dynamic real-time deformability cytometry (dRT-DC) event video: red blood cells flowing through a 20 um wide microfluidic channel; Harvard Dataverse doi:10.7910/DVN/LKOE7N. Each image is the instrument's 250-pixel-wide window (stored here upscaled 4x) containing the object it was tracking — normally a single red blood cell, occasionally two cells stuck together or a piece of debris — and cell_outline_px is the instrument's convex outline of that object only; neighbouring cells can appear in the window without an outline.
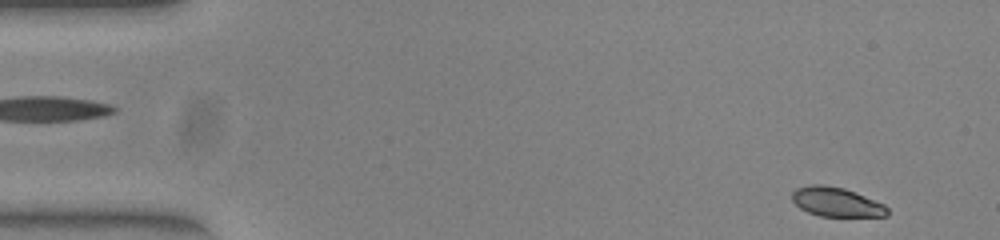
{"species": "common noctule bat (a hibernating species)", "species_latin": "Nyctalus noctula", "temperature_condition": "warm", "stored_images_in_passage": 51, "camera_frame_rate_fps": 3000, "um_per_image_px": 0.085, "animal": {"sex": "female", "body_mass_g": 23.0, "forearm_length_mm": 53.4}, "frame": {"image": 1, "passage_image": 2, "time_ms": 0.333, "image_size_px": [1000, 240], "cell_outline_px": [[888, 216], [820, 216], [808, 212], [800, 208], [792, 200], [792, 192], [796, 188], [812, 184], [824, 184], [844, 188], [884, 204], [888, 208]], "centroid_in_image_um": [71.07, 17.16], "position_along_channel_um": 13.9, "area_um2": 16.18}}
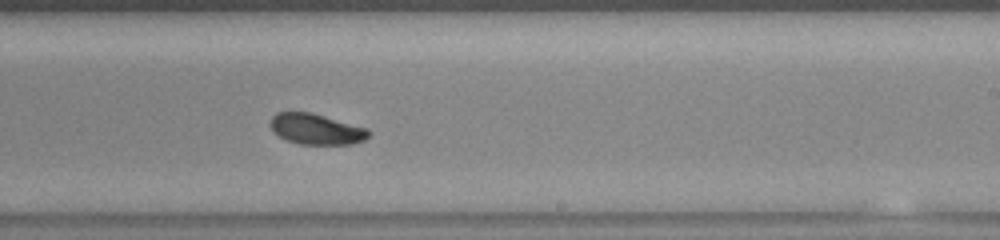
{"frame": {"image": 2, "passage_image": 30, "time_ms": 9.667, "image_size_px": [1000, 240], "cell_outline_px": [[372, 132], [364, 140], [352, 144], [300, 144], [288, 140], [272, 132], [272, 116], [276, 112], [308, 112], [324, 116], [368, 128]], "centroid_in_image_um": [26.91, 10.98], "position_along_channel_um": 262.1, "area_um2": 17.4}}
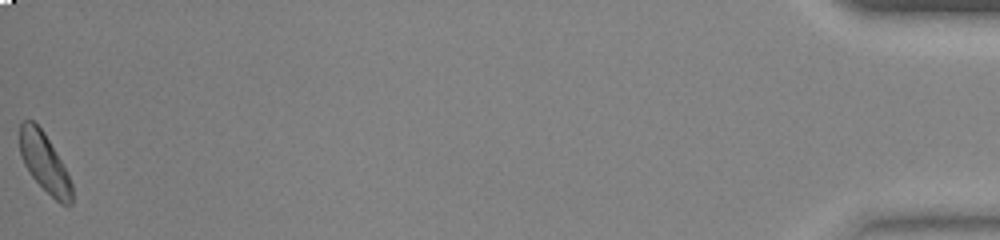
{"frame": {"image": 3, "passage_image": 51, "time_ms": 16.667, "image_size_px": [1000, 240], "cell_outline_px": [[72, 204], [60, 204], [28, 172], [20, 156], [20, 124], [24, 120], [32, 120], [44, 132], [60, 160], [72, 184]], "centroid_in_image_um": [3.76, 13.82], "position_along_channel_um": 431.4, "area_um2": 17.46}, "authors_computed_cell_mechanics": {"area_um2": 17.8602, "velocity_mm_per_s": 3.9025, "shape_relaxation_time_tau1_ms": 1.6262, "shape_relaxation_time_tau2_ms": 6.9968, "deformation_change_tau1": 0.0772, "deformation_change_tau2": 0.089}}